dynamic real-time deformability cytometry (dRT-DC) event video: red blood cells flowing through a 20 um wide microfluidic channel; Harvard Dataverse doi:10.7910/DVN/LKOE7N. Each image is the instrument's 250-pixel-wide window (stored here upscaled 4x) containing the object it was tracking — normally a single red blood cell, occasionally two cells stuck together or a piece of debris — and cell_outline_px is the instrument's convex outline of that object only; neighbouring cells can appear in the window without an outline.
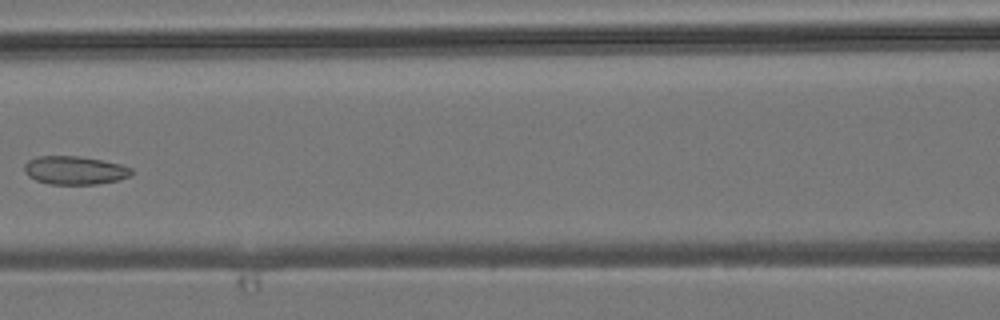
{"species": "common noctule bat (a hibernating species)", "species_latin": "Nyctalus noctula", "temperature_condition": "room temperature", "stored_images_in_passage": 8, "camera_frame_rate_fps": 3000, "um_per_image_px": 0.085, "animal": {"sex": "male", "body_mass_g": 19.2, "forearm_length_mm": 51.8}, "frame": {"image": 1, "passage_image": 7, "time_ms": 7.0, "image_size_px": [1000, 320], "cell_outline_px": [[132, 176], [120, 180], [96, 184], [52, 184], [36, 180], [28, 176], [24, 172], [24, 164], [28, 160], [36, 156], [80, 156], [120, 164], [132, 168]], "centroid_in_image_um": [6.35, 14.47], "position_along_channel_um": 160.2, "area_um2": 17.8}}
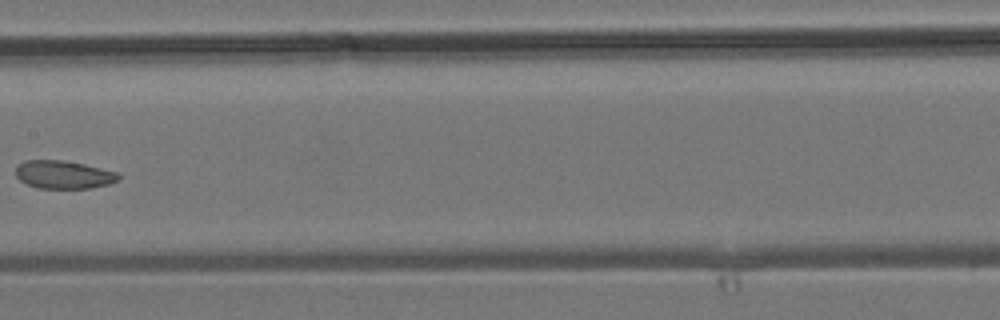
{"frame": {"image": 2, "passage_image": 8, "time_ms": 8.0, "image_size_px": [1000, 320], "cell_outline_px": [[120, 180], [108, 184], [92, 188], [36, 188], [20, 180], [16, 176], [16, 164], [24, 160], [64, 160], [84, 164], [116, 172], [120, 176]], "centroid_in_image_um": [5.38, 14.84], "position_along_channel_um": 202.0, "area_um2": 16.88}}